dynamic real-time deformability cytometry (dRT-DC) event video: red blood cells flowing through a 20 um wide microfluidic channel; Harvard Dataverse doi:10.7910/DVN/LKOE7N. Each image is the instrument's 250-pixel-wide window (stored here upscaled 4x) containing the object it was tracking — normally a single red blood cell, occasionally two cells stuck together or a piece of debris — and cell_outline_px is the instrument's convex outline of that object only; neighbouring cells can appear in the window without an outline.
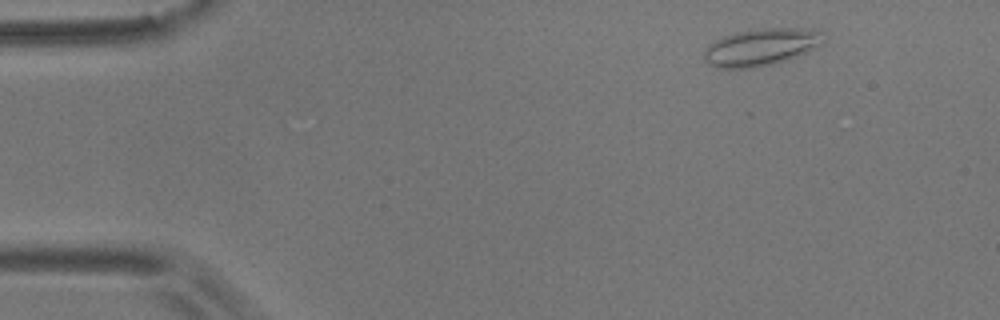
{"species": "common noctule bat (a hibernating species)", "species_latin": "Nyctalus noctula", "temperature_condition": "room temperature", "stored_images_in_passage": 51, "camera_frame_rate_fps": 3000, "um_per_image_px": 0.085, "animal": {"sex": "male", "body_mass_g": 17.9}, "frame": {"image": 1, "passage_image": 1, "time_ms": 0.0, "image_size_px": [1000, 320], "cell_outline_px": [[828, 36], [820, 44], [796, 56], [772, 64], [748, 68], [716, 68], [708, 64], [704, 60], [704, 48], [708, 44], [724, 36], [736, 32], [764, 28], [804, 28], [820, 32]], "centroid_in_image_um": [64.64, 4.0], "position_along_channel_um": 20.4, "area_um2": 25.66}}
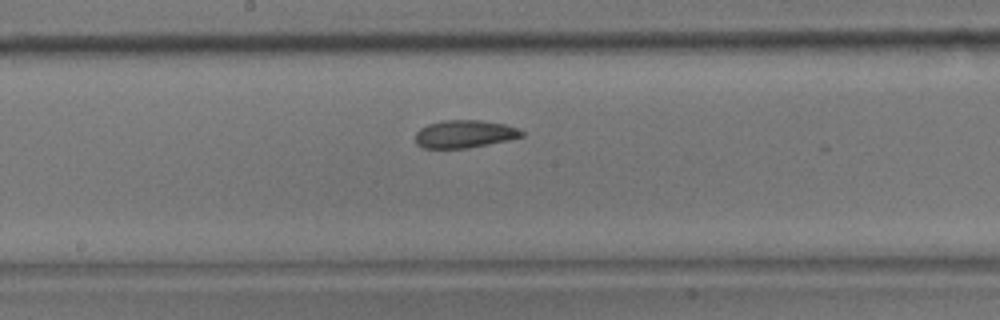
{"frame": {"image": 2, "passage_image": 24, "time_ms": 7.667, "image_size_px": [1000, 320], "cell_outline_px": [[524, 136], [508, 140], [468, 148], [424, 148], [416, 144], [416, 132], [420, 128], [428, 124], [444, 120], [480, 120], [508, 124], [524, 132]], "centroid_in_image_um": [39.5, 11.38], "position_along_channel_um": 208.7, "area_um2": 17.22}}
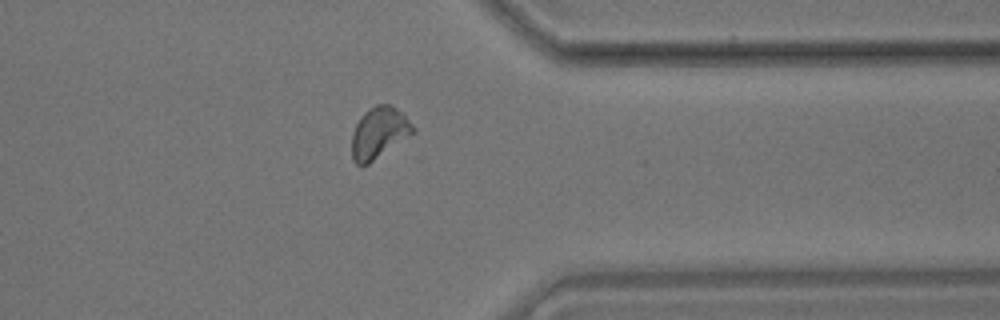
{"frame": {"image": 3, "passage_image": 39, "time_ms": 12.667, "image_size_px": [1000, 320], "cell_outline_px": [[416, 132], [368, 164], [356, 164], [352, 160], [352, 132], [360, 116], [364, 112], [376, 104], [392, 104], [416, 128]], "centroid_in_image_um": [32.21, 11.28], "position_along_channel_um": 379.2, "area_um2": 18.26}, "authors_computed_cell_mechanics": {"area_um2": 17.629, "velocity_mm_per_s": 3.5606, "shape_relaxation_time_tau1_ms": null, "shape_relaxation_time_tau2_ms": 4.8011, "deformation_change_tau1": null, "deformation_change_tau2": 0.0986}}